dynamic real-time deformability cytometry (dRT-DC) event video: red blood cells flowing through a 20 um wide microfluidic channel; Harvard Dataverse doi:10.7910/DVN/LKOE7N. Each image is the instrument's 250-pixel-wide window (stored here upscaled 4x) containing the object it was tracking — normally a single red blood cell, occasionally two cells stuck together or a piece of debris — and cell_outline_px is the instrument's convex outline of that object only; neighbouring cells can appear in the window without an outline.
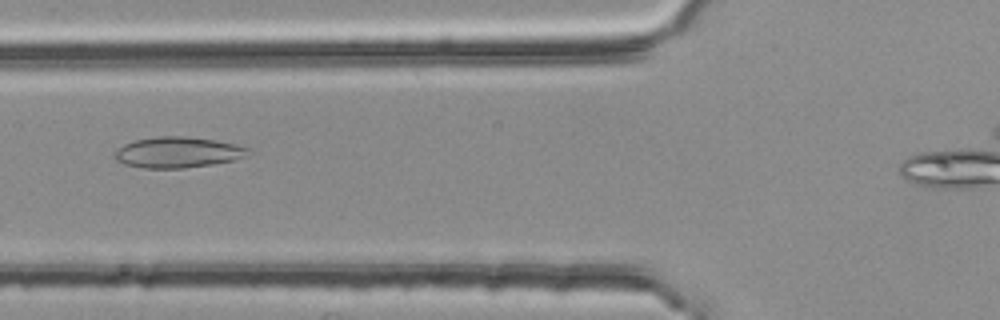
{"species": "common noctule bat (a hibernating species)", "species_latin": "Nyctalus noctula", "temperature_condition": "room temperature", "stored_images_in_passage": 40, "camera_frame_rate_fps": 3000, "um_per_image_px": 0.085, "animal": {"sex": "female", "body_mass_g": 25.1}, "frame": {"image": 1, "passage_image": 13, "time_ms": 4.0, "image_size_px": [1000, 320], "cell_outline_px": [[252, 152], [236, 160], [212, 164], [184, 168], [144, 168], [124, 164], [116, 160], [116, 152], [124, 144], [136, 140], [156, 136], [184, 136], [216, 140], [236, 144], [252, 148]], "centroid_in_image_um": [15.18, 12.94], "position_along_channel_um": 110.6, "area_um2": 23.99}}
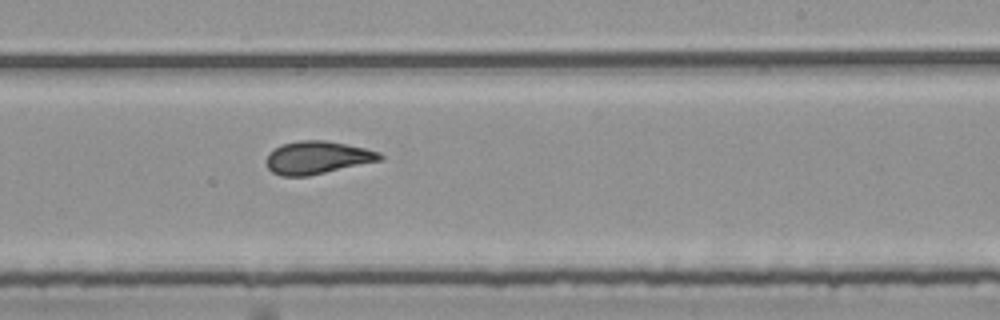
{"frame": {"image": 2, "passage_image": 25, "time_ms": 8.0, "image_size_px": [1000, 320], "cell_outline_px": [[384, 160], [308, 176], [280, 176], [272, 172], [268, 168], [264, 160], [268, 152], [280, 144], [300, 140], [324, 140], [364, 148], [380, 152], [384, 156]], "centroid_in_image_um": [26.94, 13.4], "position_along_channel_um": 262.1, "area_um2": 22.02}}
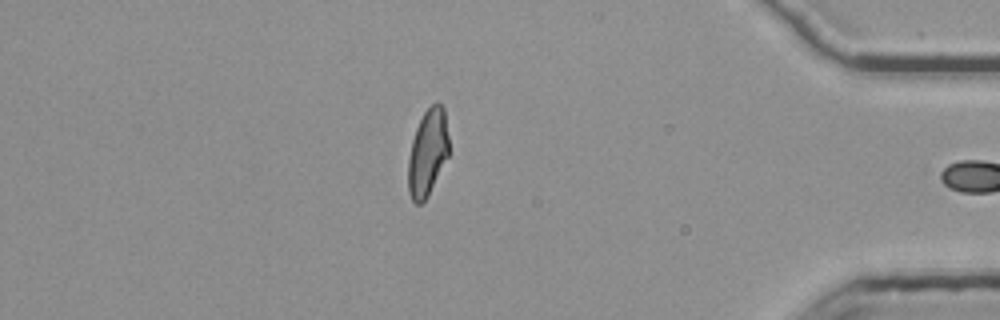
{"frame": {"image": 3, "passage_image": 39, "time_ms": 12.667, "image_size_px": [1000, 320], "cell_outline_px": [[448, 156], [428, 196], [420, 204], [416, 204], [412, 200], [408, 192], [408, 160], [412, 140], [416, 128], [424, 112], [436, 100], [444, 108], [448, 136]], "centroid_in_image_um": [36.34, 12.97], "position_along_channel_um": 398.9, "area_um2": 20.52}, "authors_computed_cell_mechanics": {"area_um2": 21.7328, "velocity_mm_per_s": 3.7841, "shape_relaxation_time_tau1_ms": null, "shape_relaxation_time_tau2_ms": 1.8073, "deformation_change_tau1": null, "deformation_change_tau2": 0.1005}}